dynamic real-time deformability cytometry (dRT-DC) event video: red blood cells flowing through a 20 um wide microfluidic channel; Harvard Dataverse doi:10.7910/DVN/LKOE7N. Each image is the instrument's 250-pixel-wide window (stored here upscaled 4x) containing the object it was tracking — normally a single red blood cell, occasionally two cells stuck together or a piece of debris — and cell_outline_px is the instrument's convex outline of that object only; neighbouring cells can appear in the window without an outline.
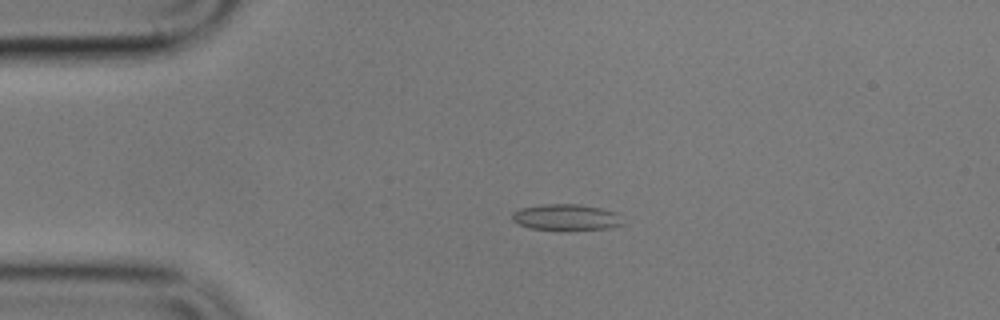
{"species": "common noctule bat (a hibernating species)", "species_latin": "Nyctalus noctula", "temperature_condition": "cold", "stored_images_in_passage": 8, "camera_frame_rate_fps": 3000, "um_per_image_px": 0.085, "animal": {"sex": "male", "body_mass_g": 17.9}, "frame": {"image": 1, "passage_image": 3, "time_ms": 3.333, "image_size_px": [1000, 320], "cell_outline_px": [[624, 224], [612, 228], [528, 228], [512, 220], [512, 212], [520, 208], [544, 204], [580, 204], [600, 208], [616, 212]], "centroid_in_image_um": [48.11, 18.43], "position_along_channel_um": 36.9, "area_um2": 16.3}}
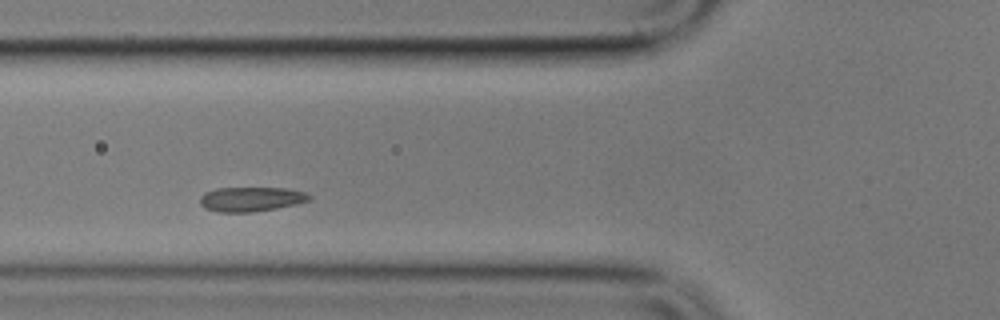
{"frame": {"image": 2, "passage_image": 6, "time_ms": 6.667, "image_size_px": [1000, 320], "cell_outline_px": [[312, 196], [308, 200], [296, 204], [276, 208], [252, 212], [220, 212], [204, 208], [200, 204], [200, 196], [204, 192], [216, 188], [288, 188], [304, 192]], "centroid_in_image_um": [21.31, 16.92], "position_along_channel_um": 104.5, "area_um2": 15.61}}
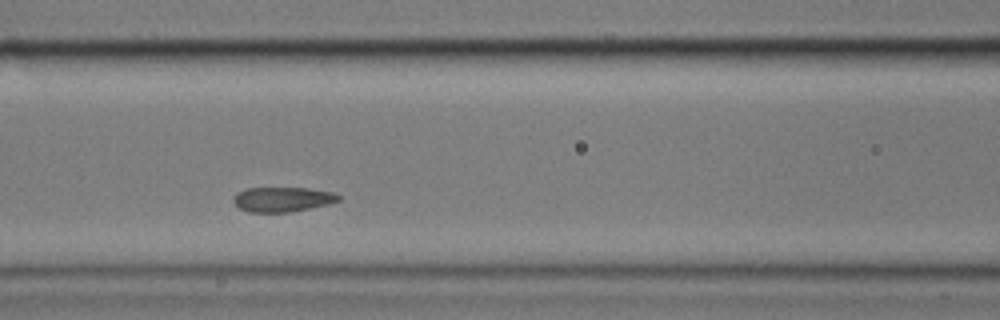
{"frame": {"image": 3, "passage_image": 7, "time_ms": 8.0, "image_size_px": [1000, 320], "cell_outline_px": [[340, 200], [328, 204], [288, 212], [248, 212], [240, 208], [232, 200], [232, 196], [236, 192], [244, 188], [308, 188], [332, 192], [340, 196]], "centroid_in_image_um": [23.96, 16.93], "position_along_channel_um": 142.6, "area_um2": 15.14}}